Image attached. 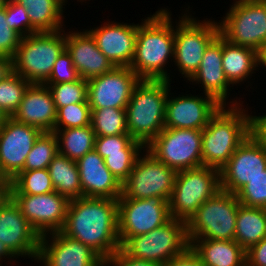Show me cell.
<instances>
[{"mask_svg":"<svg viewBox=\"0 0 266 266\" xmlns=\"http://www.w3.org/2000/svg\"><path fill=\"white\" fill-rule=\"evenodd\" d=\"M61 232L89 246L106 262L121 248L117 199L79 197L69 200Z\"/></svg>","mask_w":266,"mask_h":266,"instance_id":"1","label":"cell"},{"mask_svg":"<svg viewBox=\"0 0 266 266\" xmlns=\"http://www.w3.org/2000/svg\"><path fill=\"white\" fill-rule=\"evenodd\" d=\"M138 22L136 46L130 68L140 79L172 81L169 63L174 59V26L169 8H158Z\"/></svg>","mask_w":266,"mask_h":266,"instance_id":"2","label":"cell"},{"mask_svg":"<svg viewBox=\"0 0 266 266\" xmlns=\"http://www.w3.org/2000/svg\"><path fill=\"white\" fill-rule=\"evenodd\" d=\"M246 105L221 106L210 118L208 125L202 130L203 166L221 170L236 149L250 136L253 111Z\"/></svg>","mask_w":266,"mask_h":266,"instance_id":"3","label":"cell"},{"mask_svg":"<svg viewBox=\"0 0 266 266\" xmlns=\"http://www.w3.org/2000/svg\"><path fill=\"white\" fill-rule=\"evenodd\" d=\"M171 84L168 80L141 79L133 89L125 109L128 133L145 147L165 128Z\"/></svg>","mask_w":266,"mask_h":266,"instance_id":"4","label":"cell"},{"mask_svg":"<svg viewBox=\"0 0 266 266\" xmlns=\"http://www.w3.org/2000/svg\"><path fill=\"white\" fill-rule=\"evenodd\" d=\"M187 7L175 19L173 59L174 70L185 82L198 70L207 46L220 34L217 20L196 19L189 13L190 6Z\"/></svg>","mask_w":266,"mask_h":266,"instance_id":"5","label":"cell"},{"mask_svg":"<svg viewBox=\"0 0 266 266\" xmlns=\"http://www.w3.org/2000/svg\"><path fill=\"white\" fill-rule=\"evenodd\" d=\"M66 29L22 37L13 56V71L31 84H44L66 48Z\"/></svg>","mask_w":266,"mask_h":266,"instance_id":"6","label":"cell"},{"mask_svg":"<svg viewBox=\"0 0 266 266\" xmlns=\"http://www.w3.org/2000/svg\"><path fill=\"white\" fill-rule=\"evenodd\" d=\"M219 190L220 170L216 168L200 166L178 171L168 201L171 218L187 222Z\"/></svg>","mask_w":266,"mask_h":266,"instance_id":"7","label":"cell"},{"mask_svg":"<svg viewBox=\"0 0 266 266\" xmlns=\"http://www.w3.org/2000/svg\"><path fill=\"white\" fill-rule=\"evenodd\" d=\"M189 246L186 222L172 218L159 228L128 238L120 249L131 258L162 265Z\"/></svg>","mask_w":266,"mask_h":266,"instance_id":"8","label":"cell"},{"mask_svg":"<svg viewBox=\"0 0 266 266\" xmlns=\"http://www.w3.org/2000/svg\"><path fill=\"white\" fill-rule=\"evenodd\" d=\"M239 205L236 194L219 190L186 222L187 238L234 240Z\"/></svg>","mask_w":266,"mask_h":266,"instance_id":"9","label":"cell"},{"mask_svg":"<svg viewBox=\"0 0 266 266\" xmlns=\"http://www.w3.org/2000/svg\"><path fill=\"white\" fill-rule=\"evenodd\" d=\"M218 20L219 32L230 43L258 51L266 43V4L263 0H237Z\"/></svg>","mask_w":266,"mask_h":266,"instance_id":"10","label":"cell"},{"mask_svg":"<svg viewBox=\"0 0 266 266\" xmlns=\"http://www.w3.org/2000/svg\"><path fill=\"white\" fill-rule=\"evenodd\" d=\"M40 240L41 236L10 197L0 208V258L7 260L11 266L16 265L20 257L31 258L35 264Z\"/></svg>","mask_w":266,"mask_h":266,"instance_id":"11","label":"cell"},{"mask_svg":"<svg viewBox=\"0 0 266 266\" xmlns=\"http://www.w3.org/2000/svg\"><path fill=\"white\" fill-rule=\"evenodd\" d=\"M145 149L176 172L203 166L202 130L164 128Z\"/></svg>","mask_w":266,"mask_h":266,"instance_id":"12","label":"cell"},{"mask_svg":"<svg viewBox=\"0 0 266 266\" xmlns=\"http://www.w3.org/2000/svg\"><path fill=\"white\" fill-rule=\"evenodd\" d=\"M176 173L144 149L122 183V195L119 198L146 199L158 196L169 201Z\"/></svg>","mask_w":266,"mask_h":266,"instance_id":"13","label":"cell"},{"mask_svg":"<svg viewBox=\"0 0 266 266\" xmlns=\"http://www.w3.org/2000/svg\"><path fill=\"white\" fill-rule=\"evenodd\" d=\"M118 235L120 245L128 238L145 234L169 222V203L162 197L118 198Z\"/></svg>","mask_w":266,"mask_h":266,"instance_id":"14","label":"cell"},{"mask_svg":"<svg viewBox=\"0 0 266 266\" xmlns=\"http://www.w3.org/2000/svg\"><path fill=\"white\" fill-rule=\"evenodd\" d=\"M42 131L8 117L0 128V177L9 181L24 168L27 155Z\"/></svg>","mask_w":266,"mask_h":266,"instance_id":"15","label":"cell"},{"mask_svg":"<svg viewBox=\"0 0 266 266\" xmlns=\"http://www.w3.org/2000/svg\"><path fill=\"white\" fill-rule=\"evenodd\" d=\"M266 170V149L251 133L220 170V188L236 194Z\"/></svg>","mask_w":266,"mask_h":266,"instance_id":"16","label":"cell"},{"mask_svg":"<svg viewBox=\"0 0 266 266\" xmlns=\"http://www.w3.org/2000/svg\"><path fill=\"white\" fill-rule=\"evenodd\" d=\"M11 198L40 236L62 230L69 203L65 196L53 191L38 195L11 194Z\"/></svg>","mask_w":266,"mask_h":266,"instance_id":"17","label":"cell"},{"mask_svg":"<svg viewBox=\"0 0 266 266\" xmlns=\"http://www.w3.org/2000/svg\"><path fill=\"white\" fill-rule=\"evenodd\" d=\"M140 80L130 67H115L110 72L87 80L90 108L126 109L133 89Z\"/></svg>","mask_w":266,"mask_h":266,"instance_id":"18","label":"cell"},{"mask_svg":"<svg viewBox=\"0 0 266 266\" xmlns=\"http://www.w3.org/2000/svg\"><path fill=\"white\" fill-rule=\"evenodd\" d=\"M173 94L178 93H171L170 89L166 101L165 128L203 130L222 106L213 97L203 93L195 96L191 93Z\"/></svg>","mask_w":266,"mask_h":266,"instance_id":"19","label":"cell"},{"mask_svg":"<svg viewBox=\"0 0 266 266\" xmlns=\"http://www.w3.org/2000/svg\"><path fill=\"white\" fill-rule=\"evenodd\" d=\"M39 266H106V262L89 246L61 231L41 236Z\"/></svg>","mask_w":266,"mask_h":266,"instance_id":"20","label":"cell"},{"mask_svg":"<svg viewBox=\"0 0 266 266\" xmlns=\"http://www.w3.org/2000/svg\"><path fill=\"white\" fill-rule=\"evenodd\" d=\"M187 83L194 86L198 84L202 88L200 91H203V94L213 97L222 106L245 104L244 101L240 100L242 99L241 95L234 98L230 95V91L234 87L224 75L222 67V36L220 34L207 46L198 70ZM229 96H231L230 99Z\"/></svg>","mask_w":266,"mask_h":266,"instance_id":"21","label":"cell"},{"mask_svg":"<svg viewBox=\"0 0 266 266\" xmlns=\"http://www.w3.org/2000/svg\"><path fill=\"white\" fill-rule=\"evenodd\" d=\"M99 25L86 29L94 38L97 48L115 67H130L136 46L138 23L107 20Z\"/></svg>","mask_w":266,"mask_h":266,"instance_id":"22","label":"cell"},{"mask_svg":"<svg viewBox=\"0 0 266 266\" xmlns=\"http://www.w3.org/2000/svg\"><path fill=\"white\" fill-rule=\"evenodd\" d=\"M82 197L118 199L121 182L106 167L104 159L92 150L76 161Z\"/></svg>","mask_w":266,"mask_h":266,"instance_id":"23","label":"cell"},{"mask_svg":"<svg viewBox=\"0 0 266 266\" xmlns=\"http://www.w3.org/2000/svg\"><path fill=\"white\" fill-rule=\"evenodd\" d=\"M66 32V50L79 76L85 80L110 72L115 68L112 62L97 48L92 35L85 29Z\"/></svg>","mask_w":266,"mask_h":266,"instance_id":"24","label":"cell"},{"mask_svg":"<svg viewBox=\"0 0 266 266\" xmlns=\"http://www.w3.org/2000/svg\"><path fill=\"white\" fill-rule=\"evenodd\" d=\"M12 118L42 132H53L57 110L48 86L31 84L26 90Z\"/></svg>","mask_w":266,"mask_h":266,"instance_id":"25","label":"cell"},{"mask_svg":"<svg viewBox=\"0 0 266 266\" xmlns=\"http://www.w3.org/2000/svg\"><path fill=\"white\" fill-rule=\"evenodd\" d=\"M205 266H246V251L235 240L188 238Z\"/></svg>","mask_w":266,"mask_h":266,"instance_id":"26","label":"cell"},{"mask_svg":"<svg viewBox=\"0 0 266 266\" xmlns=\"http://www.w3.org/2000/svg\"><path fill=\"white\" fill-rule=\"evenodd\" d=\"M222 67L226 79L233 87L242 86L246 80H253L252 74L258 71L257 51L232 44L222 37Z\"/></svg>","mask_w":266,"mask_h":266,"instance_id":"27","label":"cell"},{"mask_svg":"<svg viewBox=\"0 0 266 266\" xmlns=\"http://www.w3.org/2000/svg\"><path fill=\"white\" fill-rule=\"evenodd\" d=\"M14 1L26 8L31 25L38 32H56L66 28L65 6L61 0Z\"/></svg>","mask_w":266,"mask_h":266,"instance_id":"28","label":"cell"},{"mask_svg":"<svg viewBox=\"0 0 266 266\" xmlns=\"http://www.w3.org/2000/svg\"><path fill=\"white\" fill-rule=\"evenodd\" d=\"M266 237V209L239 205L234 240L247 251Z\"/></svg>","mask_w":266,"mask_h":266,"instance_id":"29","label":"cell"},{"mask_svg":"<svg viewBox=\"0 0 266 266\" xmlns=\"http://www.w3.org/2000/svg\"><path fill=\"white\" fill-rule=\"evenodd\" d=\"M54 190L68 200L82 197L79 171L76 161L57 154L48 166Z\"/></svg>","mask_w":266,"mask_h":266,"instance_id":"30","label":"cell"},{"mask_svg":"<svg viewBox=\"0 0 266 266\" xmlns=\"http://www.w3.org/2000/svg\"><path fill=\"white\" fill-rule=\"evenodd\" d=\"M58 140V153L73 161L94 150L95 132L91 125L53 130Z\"/></svg>","mask_w":266,"mask_h":266,"instance_id":"31","label":"cell"},{"mask_svg":"<svg viewBox=\"0 0 266 266\" xmlns=\"http://www.w3.org/2000/svg\"><path fill=\"white\" fill-rule=\"evenodd\" d=\"M91 126L96 137L129 135L125 109H91Z\"/></svg>","mask_w":266,"mask_h":266,"instance_id":"32","label":"cell"},{"mask_svg":"<svg viewBox=\"0 0 266 266\" xmlns=\"http://www.w3.org/2000/svg\"><path fill=\"white\" fill-rule=\"evenodd\" d=\"M53 191L48 169L22 171L11 180V194L38 195Z\"/></svg>","mask_w":266,"mask_h":266,"instance_id":"33","label":"cell"},{"mask_svg":"<svg viewBox=\"0 0 266 266\" xmlns=\"http://www.w3.org/2000/svg\"><path fill=\"white\" fill-rule=\"evenodd\" d=\"M58 154V140L54 132H42L27 155L22 171L48 169Z\"/></svg>","mask_w":266,"mask_h":266,"instance_id":"34","label":"cell"},{"mask_svg":"<svg viewBox=\"0 0 266 266\" xmlns=\"http://www.w3.org/2000/svg\"><path fill=\"white\" fill-rule=\"evenodd\" d=\"M30 85V82L14 71L0 82V109L8 117H12L17 111Z\"/></svg>","mask_w":266,"mask_h":266,"instance_id":"35","label":"cell"},{"mask_svg":"<svg viewBox=\"0 0 266 266\" xmlns=\"http://www.w3.org/2000/svg\"><path fill=\"white\" fill-rule=\"evenodd\" d=\"M44 85L48 86L52 94L56 110L73 103L88 102V83L81 77L73 82Z\"/></svg>","mask_w":266,"mask_h":266,"instance_id":"36","label":"cell"},{"mask_svg":"<svg viewBox=\"0 0 266 266\" xmlns=\"http://www.w3.org/2000/svg\"><path fill=\"white\" fill-rule=\"evenodd\" d=\"M145 146L130 135L95 137L94 150L104 159L115 153H142Z\"/></svg>","mask_w":266,"mask_h":266,"instance_id":"37","label":"cell"},{"mask_svg":"<svg viewBox=\"0 0 266 266\" xmlns=\"http://www.w3.org/2000/svg\"><path fill=\"white\" fill-rule=\"evenodd\" d=\"M91 125V108L88 102L73 103L57 110L54 130Z\"/></svg>","mask_w":266,"mask_h":266,"instance_id":"38","label":"cell"},{"mask_svg":"<svg viewBox=\"0 0 266 266\" xmlns=\"http://www.w3.org/2000/svg\"><path fill=\"white\" fill-rule=\"evenodd\" d=\"M236 196L243 206L266 209V170L248 181Z\"/></svg>","mask_w":266,"mask_h":266,"instance_id":"39","label":"cell"},{"mask_svg":"<svg viewBox=\"0 0 266 266\" xmlns=\"http://www.w3.org/2000/svg\"><path fill=\"white\" fill-rule=\"evenodd\" d=\"M6 22L21 37L39 33L31 25L26 8L14 0L6 1Z\"/></svg>","mask_w":266,"mask_h":266,"instance_id":"40","label":"cell"},{"mask_svg":"<svg viewBox=\"0 0 266 266\" xmlns=\"http://www.w3.org/2000/svg\"><path fill=\"white\" fill-rule=\"evenodd\" d=\"M79 78L80 76L73 65L71 55L65 48L56 59L52 73L44 84L73 82Z\"/></svg>","mask_w":266,"mask_h":266,"instance_id":"41","label":"cell"},{"mask_svg":"<svg viewBox=\"0 0 266 266\" xmlns=\"http://www.w3.org/2000/svg\"><path fill=\"white\" fill-rule=\"evenodd\" d=\"M141 153H115L104 158L106 167L121 182L128 178Z\"/></svg>","mask_w":266,"mask_h":266,"instance_id":"42","label":"cell"},{"mask_svg":"<svg viewBox=\"0 0 266 266\" xmlns=\"http://www.w3.org/2000/svg\"><path fill=\"white\" fill-rule=\"evenodd\" d=\"M21 36L6 22V4L0 7V56L13 58L19 46Z\"/></svg>","mask_w":266,"mask_h":266,"instance_id":"43","label":"cell"},{"mask_svg":"<svg viewBox=\"0 0 266 266\" xmlns=\"http://www.w3.org/2000/svg\"><path fill=\"white\" fill-rule=\"evenodd\" d=\"M246 266H266V237L246 251Z\"/></svg>","mask_w":266,"mask_h":266,"instance_id":"44","label":"cell"},{"mask_svg":"<svg viewBox=\"0 0 266 266\" xmlns=\"http://www.w3.org/2000/svg\"><path fill=\"white\" fill-rule=\"evenodd\" d=\"M106 266H161L160 264L137 260L126 255L121 249L115 252L107 261Z\"/></svg>","mask_w":266,"mask_h":266,"instance_id":"45","label":"cell"},{"mask_svg":"<svg viewBox=\"0 0 266 266\" xmlns=\"http://www.w3.org/2000/svg\"><path fill=\"white\" fill-rule=\"evenodd\" d=\"M161 266H205L200 257L189 246L182 254L170 259Z\"/></svg>","mask_w":266,"mask_h":266,"instance_id":"46","label":"cell"},{"mask_svg":"<svg viewBox=\"0 0 266 266\" xmlns=\"http://www.w3.org/2000/svg\"><path fill=\"white\" fill-rule=\"evenodd\" d=\"M254 113V114H253ZM252 113V134L266 149V113Z\"/></svg>","mask_w":266,"mask_h":266,"instance_id":"47","label":"cell"},{"mask_svg":"<svg viewBox=\"0 0 266 266\" xmlns=\"http://www.w3.org/2000/svg\"><path fill=\"white\" fill-rule=\"evenodd\" d=\"M13 72V60L7 56H0V82Z\"/></svg>","mask_w":266,"mask_h":266,"instance_id":"48","label":"cell"},{"mask_svg":"<svg viewBox=\"0 0 266 266\" xmlns=\"http://www.w3.org/2000/svg\"><path fill=\"white\" fill-rule=\"evenodd\" d=\"M11 197V181L0 177V208Z\"/></svg>","mask_w":266,"mask_h":266,"instance_id":"49","label":"cell"},{"mask_svg":"<svg viewBox=\"0 0 266 266\" xmlns=\"http://www.w3.org/2000/svg\"><path fill=\"white\" fill-rule=\"evenodd\" d=\"M257 58H258V71L260 68H266V43H264L261 48L257 51ZM266 71V70H265Z\"/></svg>","mask_w":266,"mask_h":266,"instance_id":"50","label":"cell"},{"mask_svg":"<svg viewBox=\"0 0 266 266\" xmlns=\"http://www.w3.org/2000/svg\"><path fill=\"white\" fill-rule=\"evenodd\" d=\"M7 118L8 116L0 109V128L4 125Z\"/></svg>","mask_w":266,"mask_h":266,"instance_id":"51","label":"cell"},{"mask_svg":"<svg viewBox=\"0 0 266 266\" xmlns=\"http://www.w3.org/2000/svg\"><path fill=\"white\" fill-rule=\"evenodd\" d=\"M84 1H85V3H87V2H86L87 0H80V1H79V0H77V2H81V5L83 4V2H84ZM88 1H91V0H88ZM61 2L63 3V5H64V6H66V5H67V2H68V0H61Z\"/></svg>","mask_w":266,"mask_h":266,"instance_id":"52","label":"cell"},{"mask_svg":"<svg viewBox=\"0 0 266 266\" xmlns=\"http://www.w3.org/2000/svg\"><path fill=\"white\" fill-rule=\"evenodd\" d=\"M3 262H4V265H5V263H6L5 266H8L7 264H10V263H7L8 261L4 260V258H0V266H3V265H2Z\"/></svg>","mask_w":266,"mask_h":266,"instance_id":"53","label":"cell"},{"mask_svg":"<svg viewBox=\"0 0 266 266\" xmlns=\"http://www.w3.org/2000/svg\"><path fill=\"white\" fill-rule=\"evenodd\" d=\"M7 0H0V7H4Z\"/></svg>","mask_w":266,"mask_h":266,"instance_id":"54","label":"cell"}]
</instances>
